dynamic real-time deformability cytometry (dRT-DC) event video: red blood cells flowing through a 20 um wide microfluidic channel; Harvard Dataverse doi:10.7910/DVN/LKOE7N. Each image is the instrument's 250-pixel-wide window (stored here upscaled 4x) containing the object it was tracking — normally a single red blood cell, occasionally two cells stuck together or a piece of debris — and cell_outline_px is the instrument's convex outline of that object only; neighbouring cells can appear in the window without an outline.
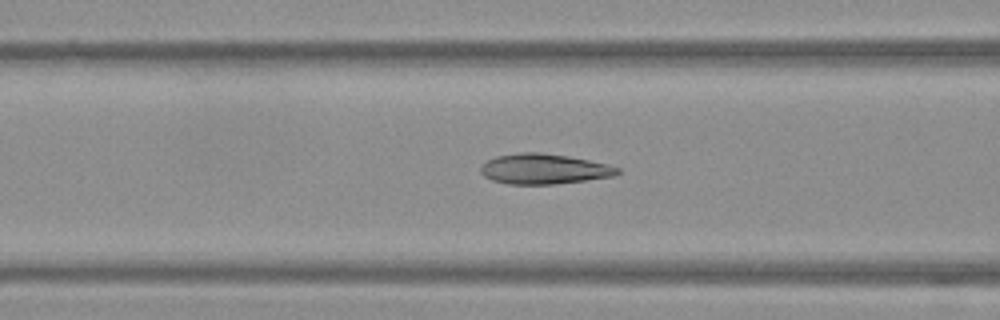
{"species": "Egyptian fruit bat (a non-hibernating species)", "species_latin": "Rousettus aegyptiacus", "temperature_condition": "warm", "stored_images_in_passage": 49, "camera_frame_rate_fps": 3000, "um_per_image_px": 0.085, "frame": {"image": 1, "passage_image": 21, "time_ms": 6.667, "image_size_px": [1000, 320], "cell_outline_px": [[620, 172], [616, 176], [556, 184], [508, 184], [492, 180], [484, 176], [480, 172], [480, 164], [496, 156], [520, 152], [540, 152], [568, 156], [608, 164], [620, 168]], "centroid_in_image_um": [46.23, 14.36], "position_along_channel_um": 120.4, "area_um2": 24.28}}
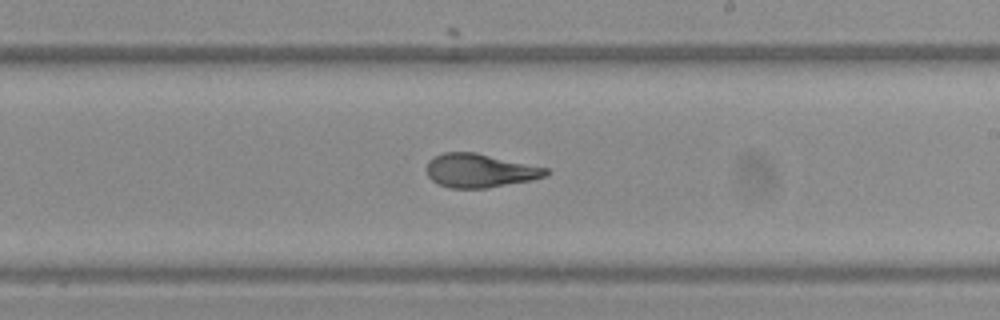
{"frame": {"image": 2, "passage_image": 31, "time_ms": 10.0, "image_size_px": [1000, 320], "cell_outline_px": [[552, 172], [548, 176], [532, 180], [488, 188], [448, 188], [432, 180], [428, 176], [424, 168], [428, 160], [444, 152], [476, 152], [548, 168]], "centroid_in_image_um": [40.8, 14.5], "position_along_channel_um": 248.2, "area_um2": 23.76}}
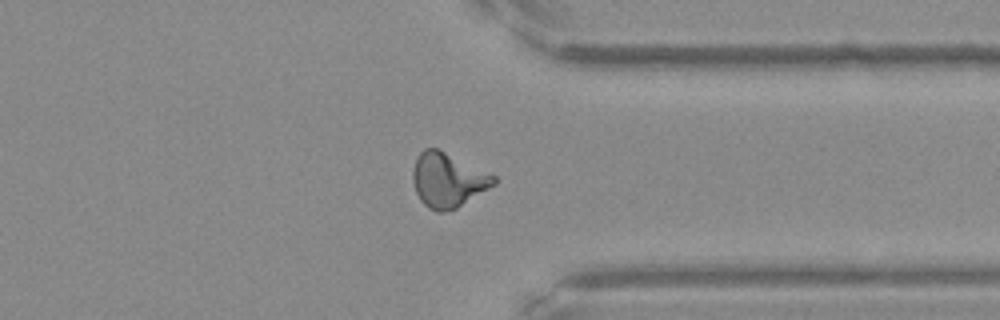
{"frame": {"image": 3, "passage_image": 41, "time_ms": 13.333, "image_size_px": [1000, 320], "cell_outline_px": [[496, 184], [456, 208], [444, 212], [436, 212], [428, 208], [420, 200], [416, 192], [412, 180], [412, 172], [416, 160], [420, 152], [424, 148], [436, 148], [496, 176]], "centroid_in_image_um": [38.04, 15.32], "position_along_channel_um": 373.4, "area_um2": 25.37}}